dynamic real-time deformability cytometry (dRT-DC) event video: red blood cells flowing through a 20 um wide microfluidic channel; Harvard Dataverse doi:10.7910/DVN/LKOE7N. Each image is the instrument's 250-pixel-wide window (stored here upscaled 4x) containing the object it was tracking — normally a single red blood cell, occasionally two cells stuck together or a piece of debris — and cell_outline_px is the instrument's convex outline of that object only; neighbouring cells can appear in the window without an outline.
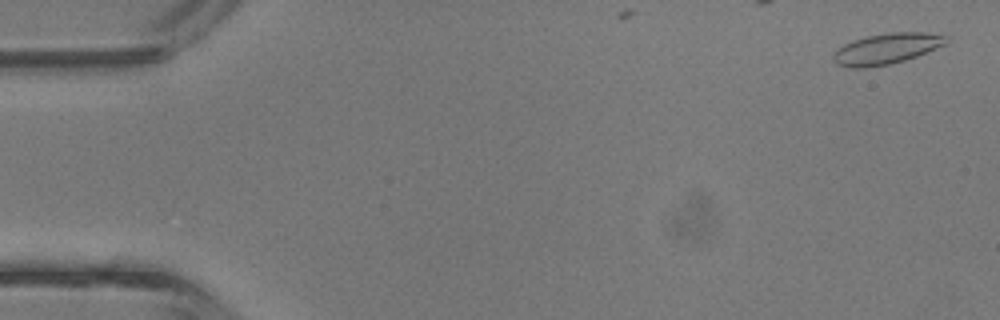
{"species": "common noctule bat (a hibernating species)", "species_latin": "Nyctalus noctula", "temperature_condition": "room temperature", "stored_images_in_passage": 8, "camera_frame_rate_fps": 3000, "um_per_image_px": 0.085, "animal": {"sex": "male", "body_mass_g": 13.3}, "frame": {"image": 1, "passage_image": 2, "time_ms": 0.333, "image_size_px": [1000, 320], "cell_outline_px": [[952, 40], [948, 44], [916, 56], [904, 60], [888, 64], [864, 68], [848, 68], [836, 64], [832, 60], [832, 52], [836, 48], [852, 40], [868, 36], [888, 32], [924, 32], [952, 36]], "centroid_in_image_um": [75.38, 4.13], "position_along_channel_um": 9.6, "area_um2": 20.75}}